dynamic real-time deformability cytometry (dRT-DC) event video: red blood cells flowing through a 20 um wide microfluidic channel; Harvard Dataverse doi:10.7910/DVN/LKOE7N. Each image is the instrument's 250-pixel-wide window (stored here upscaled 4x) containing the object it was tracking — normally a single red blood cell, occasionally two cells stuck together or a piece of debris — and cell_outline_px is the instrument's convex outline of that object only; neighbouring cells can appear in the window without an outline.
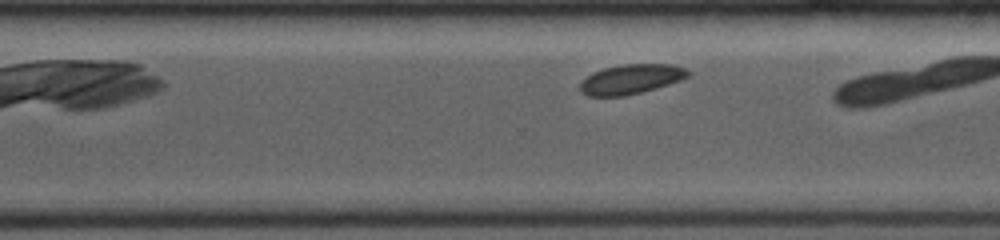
{"species": "common noctule bat (a hibernating species)", "species_latin": "Nyctalus noctula", "temperature_condition": "room temperature", "stored_images_in_passage": 37, "camera_frame_rate_fps": 4000, "um_per_image_px": 0.085, "animal": {"sex": "female", "body_mass_g": 19.0, "forearm_length_mm": 53.3}, "frame": {"image": 1, "passage_image": 27, "time_ms": 6.5, "image_size_px": [1000, 240], "cell_outline_px": [[688, 76], [680, 80], [668, 84], [640, 92], [624, 96], [588, 96], [580, 92], [580, 84], [592, 72], [604, 68], [620, 64], [672, 64], [684, 68], [688, 72]], "centroid_in_image_um": [53.59, 6.72], "position_along_channel_um": 317.0, "area_um2": 18.44}, "authors_computed_cell_mechanics": {"area_um2": 18.5538, "velocity_mm_per_s": 3.8715, "shape_relaxation_time_tau1_ms": null, "shape_relaxation_time_tau2_ms": 1.4526, "deformation_change_tau1": null, "deformation_change_tau2": 0.035}}